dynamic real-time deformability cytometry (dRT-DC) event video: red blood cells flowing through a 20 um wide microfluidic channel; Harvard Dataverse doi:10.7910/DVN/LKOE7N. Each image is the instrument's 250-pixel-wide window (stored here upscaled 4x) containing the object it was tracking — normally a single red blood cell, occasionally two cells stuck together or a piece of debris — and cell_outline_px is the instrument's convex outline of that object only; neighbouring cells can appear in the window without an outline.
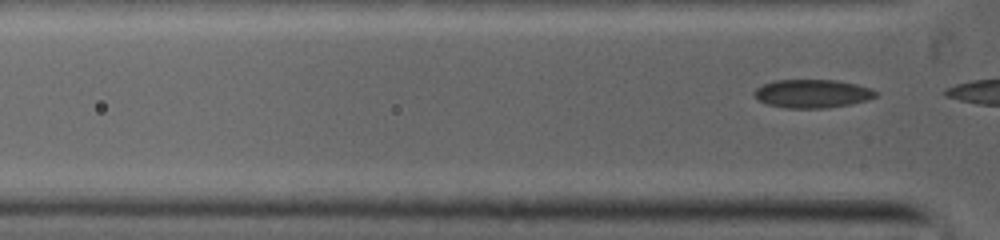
{"species": "common noctule bat (a hibernating species)", "species_latin": "Nyctalus noctula", "temperature_condition": "warm", "stored_images_in_passage": 2, "camera_frame_rate_fps": 5000, "um_per_image_px": 0.085, "animal": {"sex": "female", "body_mass_g": 19.0, "forearm_length_mm": 53.3}, "frame": {"image": 1, "passage_image": 2, "time_ms": 1.0, "image_size_px": [1000, 240], "cell_outline_px": [[876, 96], [868, 100], [852, 104], [828, 108], [784, 108], [768, 104], [752, 96], [752, 92], [756, 88], [764, 84], [776, 80], [836, 80], [856, 84], [872, 88], [876, 92]], "centroid_in_image_um": [69.04, 7.96], "position_along_channel_um": 56.8, "area_um2": 20.23}}